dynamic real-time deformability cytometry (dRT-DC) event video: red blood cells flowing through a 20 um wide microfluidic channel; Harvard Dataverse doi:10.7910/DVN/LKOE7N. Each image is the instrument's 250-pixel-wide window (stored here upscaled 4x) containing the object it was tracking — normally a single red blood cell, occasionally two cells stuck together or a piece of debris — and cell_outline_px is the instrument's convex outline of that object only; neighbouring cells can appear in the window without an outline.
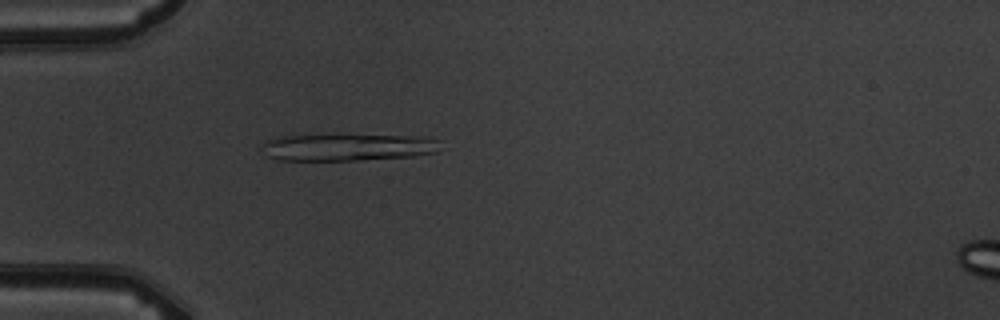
{"species": "common noctule bat (a hibernating species)", "species_latin": "Nyctalus noctula", "temperature_condition": "warm", "stored_images_in_passage": 4, "camera_frame_rate_fps": 3000, "um_per_image_px": 0.085, "animal": {"sex": "male", "body_mass_g": 19.5, "forearm_length_mm": 54.6}, "frame": {"image": 1, "passage_image": 4, "time_ms": 4.333, "image_size_px": [1000, 320], "cell_outline_px": [[444, 140], [436, 152], [412, 156], [360, 160], [276, 160], [264, 156], [260, 148], [268, 140], [280, 136], [320, 132], [328, 132], [428, 136]], "centroid_in_image_um": [29.56, 12.45], "position_along_channel_um": 55.4, "area_um2": 30.29}}